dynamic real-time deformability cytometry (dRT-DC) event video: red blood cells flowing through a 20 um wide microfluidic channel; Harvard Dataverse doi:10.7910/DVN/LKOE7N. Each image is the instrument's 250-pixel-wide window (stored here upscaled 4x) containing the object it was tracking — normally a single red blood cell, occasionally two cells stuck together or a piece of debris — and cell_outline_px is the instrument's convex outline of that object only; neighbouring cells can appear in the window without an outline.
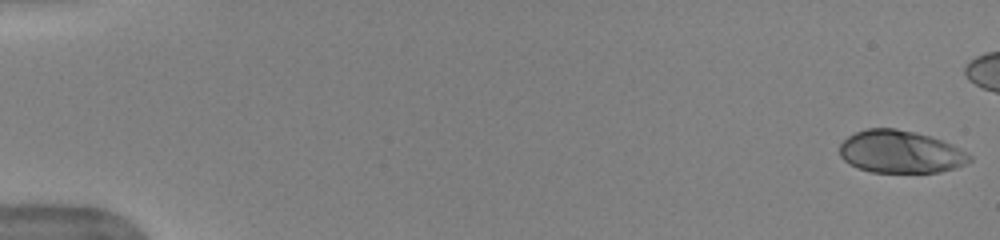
{"species": "human", "species_latin": "Homo sapiens", "temperature_condition": "warm", "stored_images_in_passage": 17, "camera_frame_rate_fps": 3000, "um_per_image_px": 0.085, "donor": {"sex": "female"}, "frame": {"image": 1, "passage_image": 1, "time_ms": 0.0, "image_size_px": [1000, 240], "cell_outline_px": [[972, 160], [956, 168], [940, 172], [872, 172], [856, 168], [848, 164], [840, 156], [840, 144], [848, 136], [864, 128], [896, 128], [916, 132], [952, 144], [960, 148], [972, 156]], "centroid_in_image_um": [76.52, 12.91], "position_along_channel_um": 8.5, "area_um2": 32.37}}
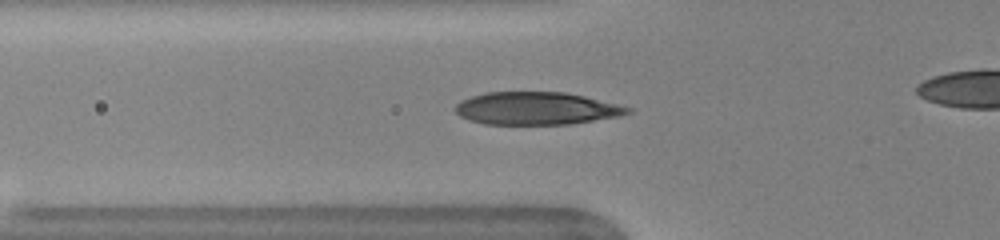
{"frame": {"image": 2, "passage_image": 15, "time_ms": 4.667, "image_size_px": [1000, 240], "cell_outline_px": [[632, 112], [620, 116], [568, 124], [484, 124], [468, 120], [460, 116], [456, 112], [456, 104], [460, 100], [472, 96], [488, 92], [564, 92], [584, 96], [632, 108]], "centroid_in_image_um": [45.57, 9.21], "position_along_channel_um": 80.2, "area_um2": 32.66}}